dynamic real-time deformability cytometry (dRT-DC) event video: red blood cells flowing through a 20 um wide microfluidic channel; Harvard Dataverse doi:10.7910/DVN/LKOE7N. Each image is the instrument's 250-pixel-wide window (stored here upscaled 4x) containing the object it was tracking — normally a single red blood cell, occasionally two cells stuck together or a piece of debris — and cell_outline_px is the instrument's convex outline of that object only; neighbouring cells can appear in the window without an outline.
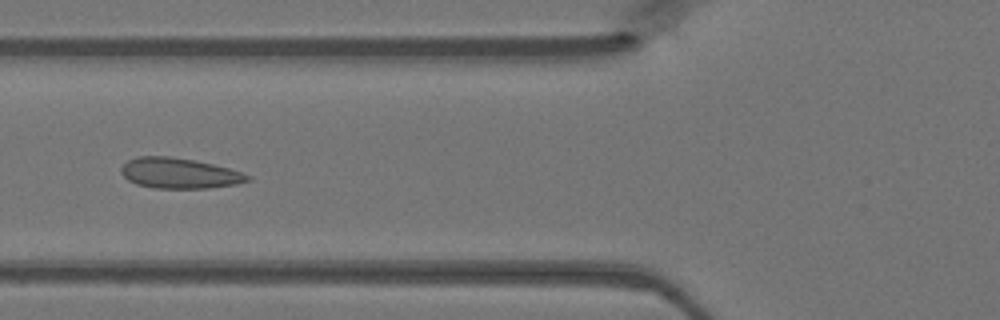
{"species": "Egyptian fruit bat (a non-hibernating species)", "species_latin": "Rousettus aegyptiacus", "temperature_condition": "warm", "stored_images_in_passage": 46, "camera_frame_rate_fps": 3000, "um_per_image_px": 0.085, "animal": {"sex": "female"}, "frame": {"image": 1, "passage_image": 17, "time_ms": 5.333, "image_size_px": [1000, 320], "cell_outline_px": [[252, 180], [236, 184], [208, 188], [156, 188], [136, 184], [128, 180], [120, 172], [120, 168], [128, 160], [136, 156], [172, 156], [196, 160], [244, 172], [252, 176]], "centroid_in_image_um": [15.26, 14.71], "position_along_channel_um": 110.5, "area_um2": 22.66}}
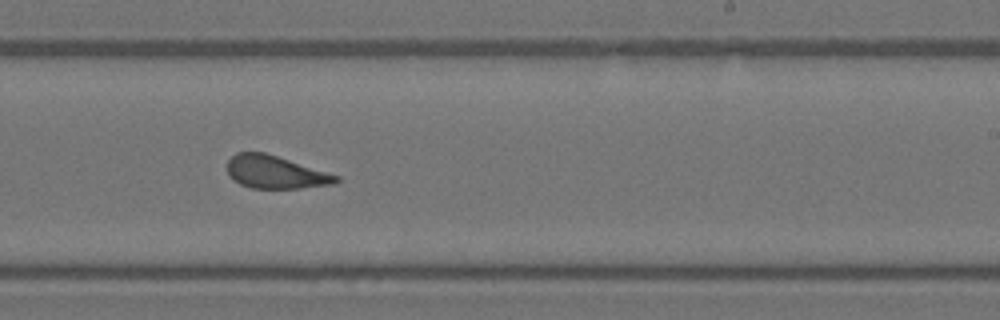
{"frame": {"image": 2, "passage_image": 28, "time_ms": 9.0, "image_size_px": [1000, 320], "cell_outline_px": [[340, 180], [336, 184], [300, 188], [252, 188], [240, 184], [232, 180], [228, 176], [228, 160], [236, 152], [264, 152], [340, 176]], "centroid_in_image_um": [23.4, 14.64], "position_along_channel_um": 265.6, "area_um2": 20.81}}
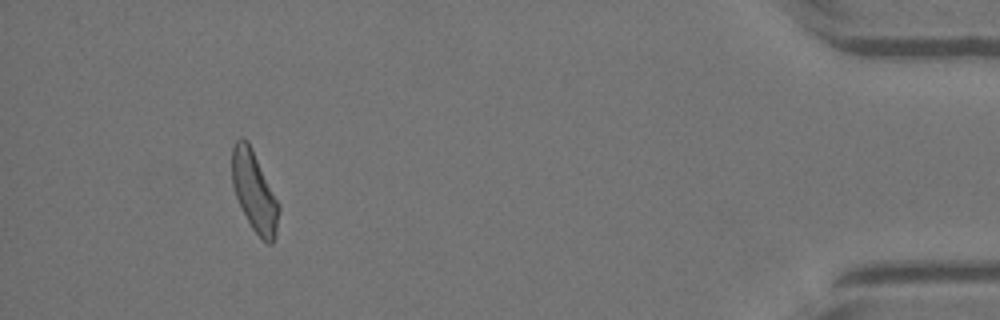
{"frame": {"image": 3, "passage_image": 43, "time_ms": 14.0, "image_size_px": [1000, 320], "cell_outline_px": [[280, 208], [276, 236], [272, 244], [268, 244], [252, 228], [236, 196], [232, 184], [232, 148], [236, 140], [244, 136], [248, 140], [280, 204]], "centroid_in_image_um": [21.63, 16.25], "position_along_channel_um": 413.6, "area_um2": 21.79}}